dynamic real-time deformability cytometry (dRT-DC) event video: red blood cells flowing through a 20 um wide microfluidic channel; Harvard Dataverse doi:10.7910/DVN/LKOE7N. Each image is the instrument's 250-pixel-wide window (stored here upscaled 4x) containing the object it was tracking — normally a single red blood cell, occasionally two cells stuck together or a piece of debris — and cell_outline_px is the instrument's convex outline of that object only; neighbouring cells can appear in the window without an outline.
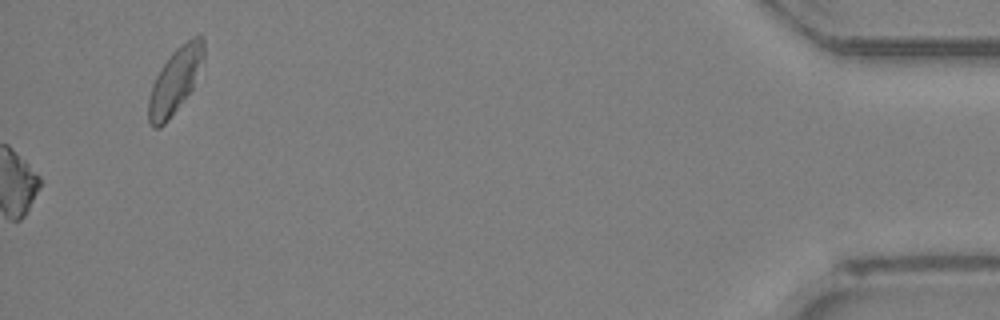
{"species": "Egyptian fruit bat (a non-hibernating species)", "species_latin": "Rousettus aegyptiacus", "temperature_condition": "room temperature", "stored_images_in_passage": 34, "camera_frame_rate_fps": 3000, "um_per_image_px": 0.085, "animal": {"sex": "female"}, "frame": {"image": 1, "passage_image": 34, "time_ms": 11.0, "image_size_px": [1000, 320], "cell_outline_px": [[204, 60], [192, 88], [168, 120], [160, 128], [152, 128], [148, 124], [148, 96], [152, 84], [156, 76], [172, 52], [180, 44], [196, 36], [204, 36]], "centroid_in_image_um": [14.87, 6.87], "position_along_channel_um": 420.3, "area_um2": 20.87}}